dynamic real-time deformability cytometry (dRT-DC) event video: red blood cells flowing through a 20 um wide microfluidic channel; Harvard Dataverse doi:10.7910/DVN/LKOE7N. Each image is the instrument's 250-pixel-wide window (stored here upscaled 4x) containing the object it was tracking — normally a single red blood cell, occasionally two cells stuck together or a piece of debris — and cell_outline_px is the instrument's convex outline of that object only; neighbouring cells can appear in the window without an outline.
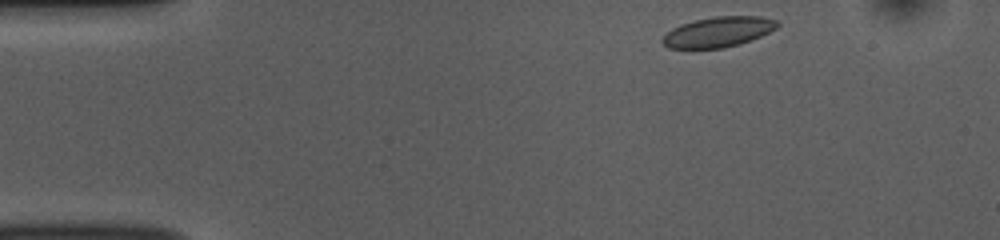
{"species": "common noctule bat (a hibernating species)", "species_latin": "Nyctalus noctula", "temperature_condition": "room temperature", "stored_images_in_passage": 47, "camera_frame_rate_fps": 3000, "um_per_image_px": 0.085, "animal": {"sex": "female", "body_mass_g": 10.0, "forearm_length_mm": 53.1}, "frame": {"image": 1, "passage_image": 1, "time_ms": 0.0, "image_size_px": [1000, 240], "cell_outline_px": [[780, 24], [776, 28], [760, 36], [740, 44], [724, 48], [668, 48], [660, 40], [672, 28], [680, 24], [696, 20], [716, 16], [760, 16], [776, 20]], "centroid_in_image_um": [61.04, 2.71], "position_along_channel_um": 24.0, "area_um2": 20.11}}
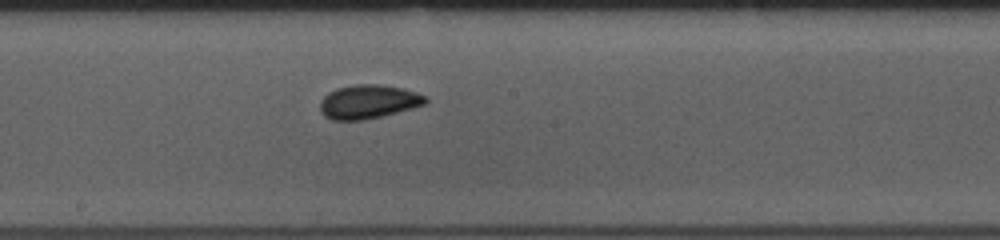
{"frame": {"image": 2, "passage_image": 22, "time_ms": 7.0, "image_size_px": [1000, 240], "cell_outline_px": [[428, 100], [424, 104], [412, 108], [364, 120], [332, 120], [324, 116], [320, 112], [320, 100], [328, 92], [336, 88], [356, 84], [376, 84], [404, 88], [428, 96]], "centroid_in_image_um": [31.29, 8.64], "position_along_channel_um": 216.9, "area_um2": 20.87}}
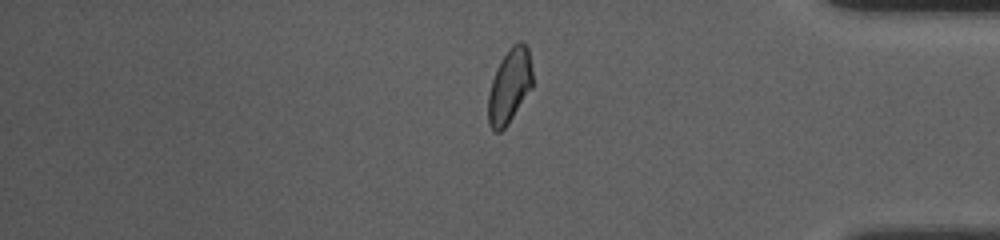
{"frame": {"image": 3, "passage_image": 38, "time_ms": 12.333, "image_size_px": [1000, 240], "cell_outline_px": [[532, 88], [508, 124], [500, 132], [496, 132], [488, 124], [488, 92], [496, 68], [500, 60], [508, 48], [516, 40], [520, 40], [528, 48], [532, 72]], "centroid_in_image_um": [43.3, 7.28], "position_along_channel_um": 391.9, "area_um2": 19.42}, "authors_computed_cell_mechanics": {"area_um2": 20.0566, "velocity_mm_per_s": 3.7271, "shape_relaxation_time_tau1_ms": 3.0833, "shape_relaxation_time_tau2_ms": 2.3324, "deformation_change_tau1": 0.0855, "deformation_change_tau2": 0.046}}